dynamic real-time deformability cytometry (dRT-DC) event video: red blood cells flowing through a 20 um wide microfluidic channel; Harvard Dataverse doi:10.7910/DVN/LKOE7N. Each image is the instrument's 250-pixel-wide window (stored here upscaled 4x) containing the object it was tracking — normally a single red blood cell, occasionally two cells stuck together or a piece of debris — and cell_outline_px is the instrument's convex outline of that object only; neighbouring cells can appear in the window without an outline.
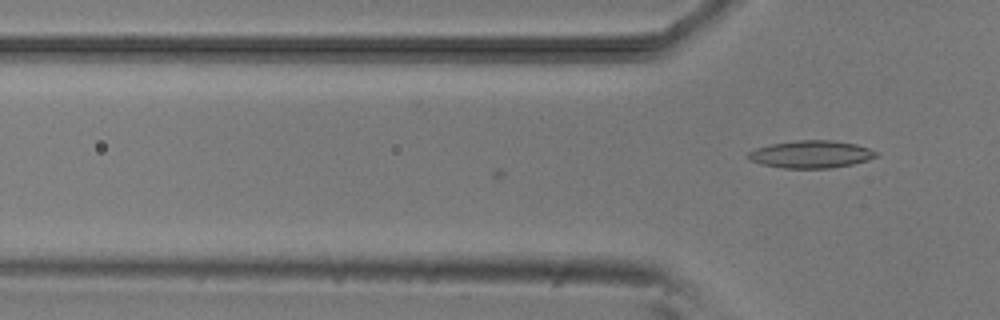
{"species": "common noctule bat (a hibernating species)", "species_latin": "Nyctalus noctula", "temperature_condition": "room temperature", "stored_images_in_passage": 4, "camera_frame_rate_fps": 3000, "um_per_image_px": 0.085, "animal": {"sex": "male", "body_mass_g": 20.5, "forearm_length_mm": 52.5}, "frame": {"image": 1, "passage_image": 4, "time_ms": 1.0, "image_size_px": [1000, 320], "cell_outline_px": [[876, 156], [868, 160], [852, 164], [832, 168], [784, 168], [760, 164], [748, 160], [744, 156], [748, 152], [756, 148], [772, 144], [796, 140], [832, 140], [856, 144], [868, 148], [876, 152]], "centroid_in_image_um": [68.88, 13.12], "position_along_channel_um": 56.9, "area_um2": 20.52}}